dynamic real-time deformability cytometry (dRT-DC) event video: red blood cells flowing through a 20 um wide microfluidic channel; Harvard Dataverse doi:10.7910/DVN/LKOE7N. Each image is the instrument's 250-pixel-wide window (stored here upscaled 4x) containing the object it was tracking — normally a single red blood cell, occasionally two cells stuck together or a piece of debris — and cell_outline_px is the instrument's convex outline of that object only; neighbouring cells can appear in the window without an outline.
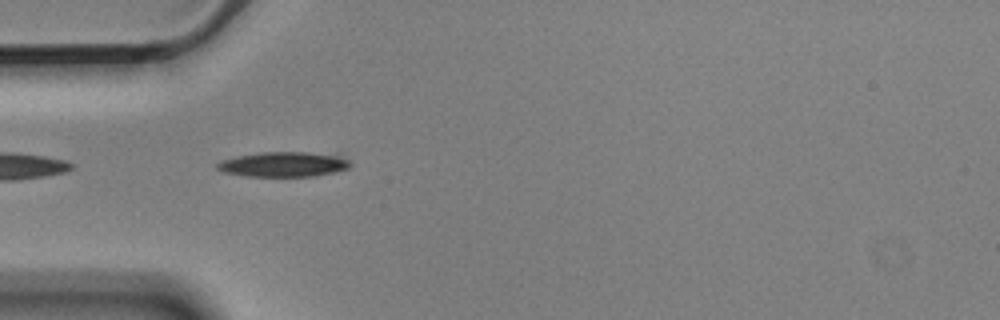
{"species": "Egyptian fruit bat (a non-hibernating species)", "species_latin": "Rousettus aegyptiacus", "temperature_condition": "cold", "stored_images_in_passage": 4, "camera_frame_rate_fps": 3000, "um_per_image_px": 0.085, "animal": {"sex": "male"}, "frame": {"image": 1, "passage_image": 3, "time_ms": 0.667, "image_size_px": [1000, 320], "cell_outline_px": [[352, 164], [348, 168], [332, 172], [312, 176], [248, 176], [224, 172], [216, 168], [216, 164], [220, 160], [240, 156], [264, 152], [340, 152]], "centroid_in_image_um": [24.21, 13.94], "position_along_channel_um": 60.8, "area_um2": 19.59}}